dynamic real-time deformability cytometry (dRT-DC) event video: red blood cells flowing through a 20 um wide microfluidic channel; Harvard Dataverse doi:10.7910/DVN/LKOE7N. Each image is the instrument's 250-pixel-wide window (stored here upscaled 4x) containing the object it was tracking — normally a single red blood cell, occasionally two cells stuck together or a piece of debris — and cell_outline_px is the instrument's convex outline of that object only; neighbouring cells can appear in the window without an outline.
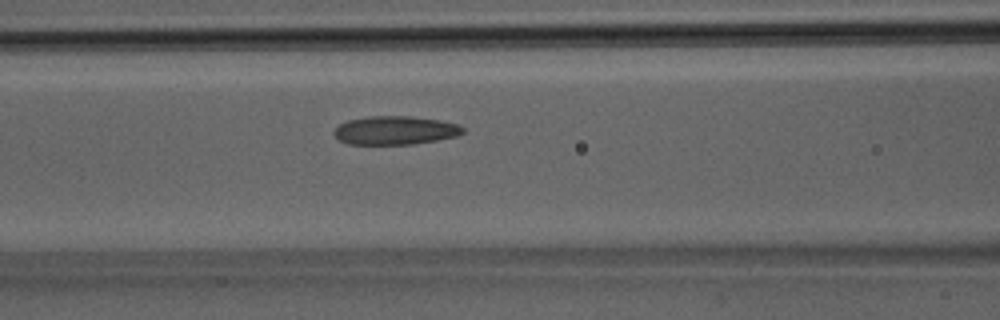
{"species": "Egyptian fruit bat (a non-hibernating species)", "species_latin": "Rousettus aegyptiacus", "temperature_condition": "room temperature", "stored_images_in_passage": 35, "camera_frame_rate_fps": 3000, "um_per_image_px": 0.085, "animal": {"sex": "male"}, "frame": {"image": 1, "passage_image": 13, "time_ms": 4.0, "image_size_px": [1000, 320], "cell_outline_px": [[464, 132], [456, 136], [436, 140], [412, 144], [348, 144], [340, 140], [332, 132], [340, 124], [348, 120], [372, 116], [412, 116], [440, 120], [456, 124], [464, 128]], "centroid_in_image_um": [33.58, 11.08], "position_along_channel_um": 133.0, "area_um2": 21.27}}
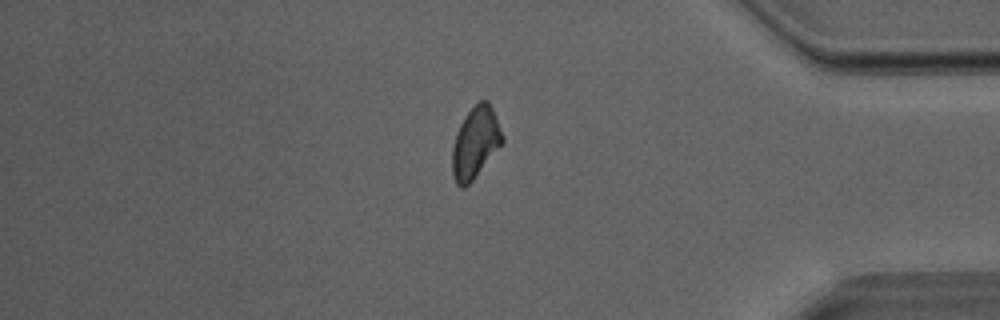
{"frame": {"image": 2, "passage_image": 29, "time_ms": 9.333, "image_size_px": [1000, 320], "cell_outline_px": [[504, 140], [472, 180], [464, 188], [460, 188], [456, 184], [452, 176], [452, 148], [456, 132], [460, 124], [468, 112], [480, 100], [488, 100], [492, 108], [504, 136]], "centroid_in_image_um": [40.38, 12.13], "position_along_channel_um": 394.8, "area_um2": 20.52}}
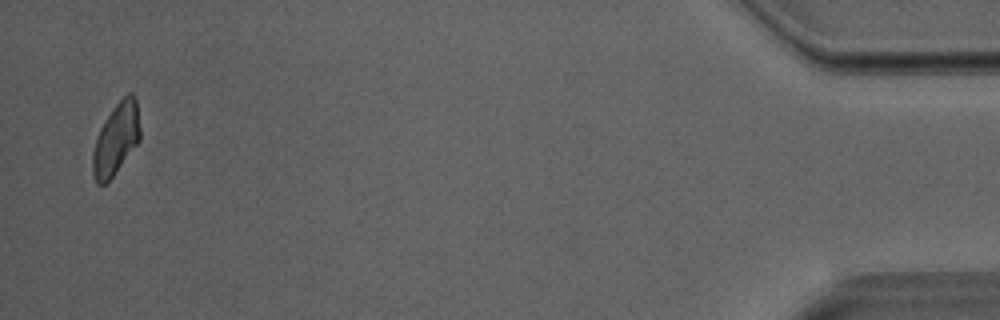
{"frame": {"image": 3, "passage_image": 34, "time_ms": 11.0, "image_size_px": [1000, 320], "cell_outline_px": [[140, 140], [112, 176], [104, 184], [96, 184], [92, 172], [92, 152], [96, 136], [104, 120], [116, 104], [128, 92], [132, 92], [136, 100], [140, 128]], "centroid_in_image_um": [9.84, 11.8], "position_along_channel_um": 425.4, "area_um2": 19.65}}